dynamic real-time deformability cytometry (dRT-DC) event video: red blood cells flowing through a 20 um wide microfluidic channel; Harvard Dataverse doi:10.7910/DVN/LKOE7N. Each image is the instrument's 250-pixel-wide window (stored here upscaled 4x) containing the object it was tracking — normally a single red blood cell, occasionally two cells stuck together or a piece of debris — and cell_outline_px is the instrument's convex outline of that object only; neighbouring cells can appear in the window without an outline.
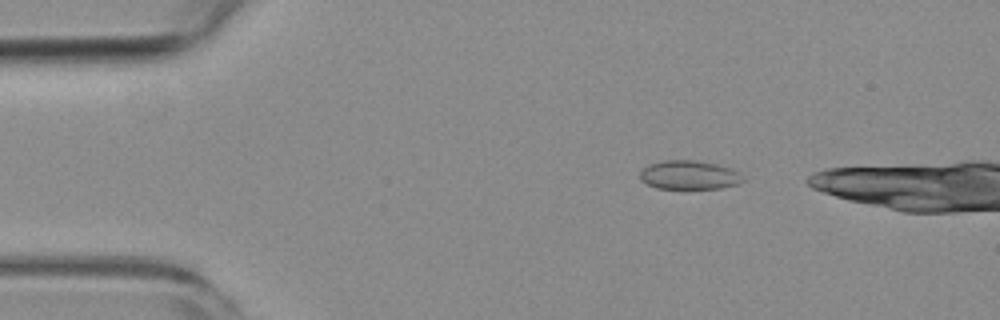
{"species": "common noctule bat (a hibernating species)", "species_latin": "Nyctalus noctula", "temperature_condition": "room temperature", "stored_images_in_passage": 13, "camera_frame_rate_fps": 3000, "um_per_image_px": 0.085, "animal": {"sex": "female", "body_mass_g": 19.3, "forearm_length_mm": 54.1}, "frame": {"image": 1, "passage_image": 6, "time_ms": 1.667, "image_size_px": [1000, 320], "cell_outline_px": [[744, 180], [736, 184], [720, 188], [656, 188], [640, 180], [640, 172], [648, 164], [664, 160], [692, 160], [716, 164], [732, 168], [740, 172]], "centroid_in_image_um": [58.57, 14.87], "position_along_channel_um": 26.4, "area_um2": 17.22}}